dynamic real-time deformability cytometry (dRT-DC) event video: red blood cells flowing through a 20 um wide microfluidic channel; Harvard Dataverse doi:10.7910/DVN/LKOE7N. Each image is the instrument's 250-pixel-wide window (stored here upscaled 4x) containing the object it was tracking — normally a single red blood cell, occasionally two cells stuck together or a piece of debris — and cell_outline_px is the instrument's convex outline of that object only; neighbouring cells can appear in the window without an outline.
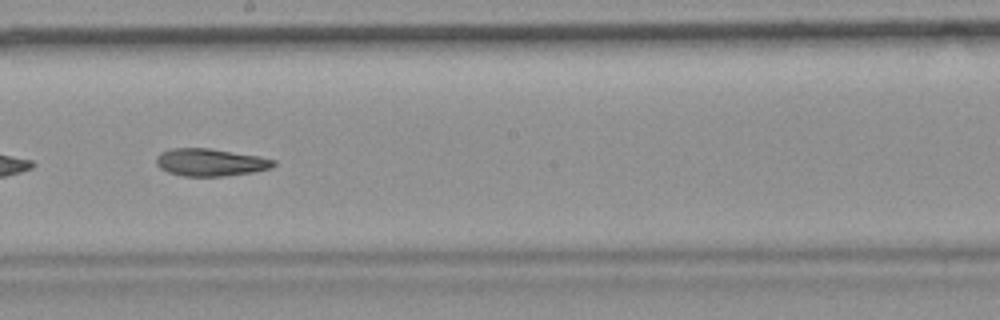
{"species": "common noctule bat (a hibernating species)", "species_latin": "Nyctalus noctula", "temperature_condition": "room temperature", "stored_images_in_passage": 33, "camera_frame_rate_fps": 3000, "um_per_image_px": 0.085, "animal": {"sex": "female", "body_mass_g": 19.9}, "frame": {"image": 1, "passage_image": 15, "time_ms": 4.667, "image_size_px": [1000, 320], "cell_outline_px": [[276, 164], [272, 168], [256, 172], [224, 176], [184, 176], [168, 172], [160, 168], [156, 164], [156, 156], [160, 152], [172, 148], [208, 148], [256, 156], [276, 160]], "centroid_in_image_um": [17.88, 13.8], "position_along_channel_um": 230.3, "area_um2": 18.79}, "authors_computed_cell_mechanics": {"area_um2": 19.363, "velocity_mm_per_s": 3.6944, "shape_relaxation_time_tau1_ms": 8.4712, "shape_relaxation_time_tau2_ms": 7.5395, "deformation_change_tau1": 0.1962, "deformation_change_tau2": 0.1582}}